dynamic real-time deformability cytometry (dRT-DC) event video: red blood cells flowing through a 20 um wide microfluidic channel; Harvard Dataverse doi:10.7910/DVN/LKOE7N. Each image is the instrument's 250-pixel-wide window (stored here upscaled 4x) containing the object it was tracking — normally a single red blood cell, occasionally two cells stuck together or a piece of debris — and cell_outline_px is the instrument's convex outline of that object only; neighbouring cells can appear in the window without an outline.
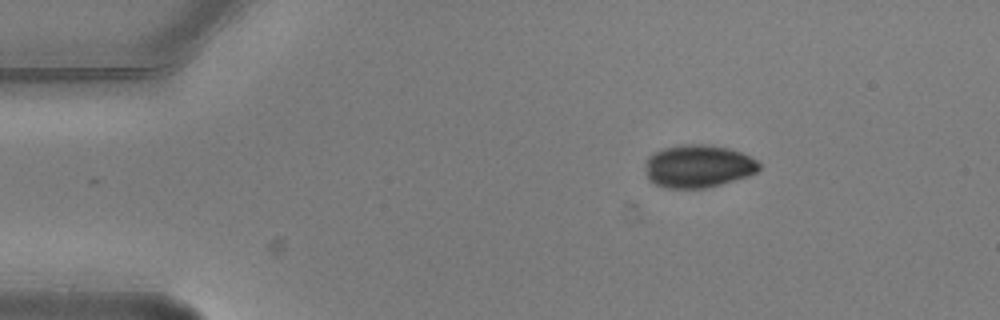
{"species": "common noctule bat (a hibernating species)", "species_latin": "Nyctalus noctula", "temperature_condition": "warm", "stored_images_in_passage": 3, "camera_frame_rate_fps": 3000, "um_per_image_px": 0.085, "animal": {"sex": "male", "body_mass_g": 20.5, "forearm_length_mm": 52.5}, "frame": {"image": 1, "passage_image": 1, "time_ms": 0.0, "image_size_px": [1000, 320], "cell_outline_px": [[760, 168], [756, 172], [748, 176], [720, 184], [704, 188], [664, 188], [648, 180], [648, 156], [652, 152], [664, 148], [684, 144], [704, 144], [728, 148], [740, 152], [756, 160], [760, 164]], "centroid_in_image_um": [59.35, 14.13], "position_along_channel_um": 25.6, "area_um2": 28.09}}